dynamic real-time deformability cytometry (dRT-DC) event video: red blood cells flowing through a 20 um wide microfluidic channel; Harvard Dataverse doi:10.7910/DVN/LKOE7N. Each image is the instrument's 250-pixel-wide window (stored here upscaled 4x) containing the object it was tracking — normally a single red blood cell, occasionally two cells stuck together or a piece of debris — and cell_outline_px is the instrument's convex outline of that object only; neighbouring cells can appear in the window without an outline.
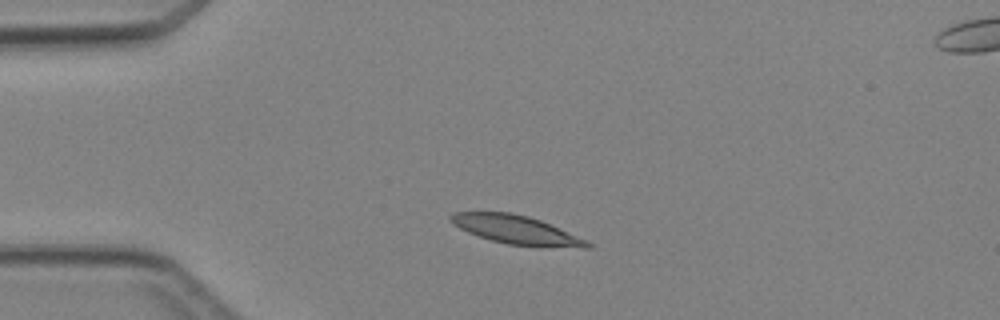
{"species": "Egyptian fruit bat (a non-hibernating species)", "species_latin": "Rousettus aegyptiacus", "temperature_condition": "cold", "stored_images_in_passage": 3, "camera_frame_rate_fps": 3000, "um_per_image_px": 0.085, "animal": {"sex": "female"}, "frame": {"image": 1, "passage_image": 1, "time_ms": 0.0, "image_size_px": [1000, 320], "cell_outline_px": [[592, 248], [540, 248], [508, 244], [492, 240], [468, 232], [452, 224], [448, 220], [448, 216], [456, 212], [512, 212], [528, 216], [540, 220], [588, 240], [592, 244]], "centroid_in_image_um": [43.94, 19.56], "position_along_channel_um": 41.1, "area_um2": 23.18}}
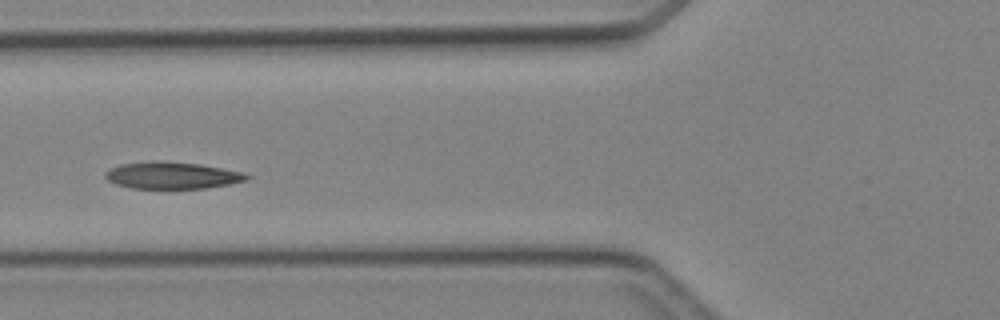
{"frame": {"image": 2, "passage_image": 3, "time_ms": 2.333, "image_size_px": [1000, 320], "cell_outline_px": [[252, 176], [248, 180], [208, 188], [132, 188], [116, 184], [108, 180], [104, 176], [104, 172], [120, 164], [152, 160], [160, 160], [200, 164], [244, 172]], "centroid_in_image_um": [14.64, 14.89], "position_along_channel_um": 111.2, "area_um2": 22.31}}